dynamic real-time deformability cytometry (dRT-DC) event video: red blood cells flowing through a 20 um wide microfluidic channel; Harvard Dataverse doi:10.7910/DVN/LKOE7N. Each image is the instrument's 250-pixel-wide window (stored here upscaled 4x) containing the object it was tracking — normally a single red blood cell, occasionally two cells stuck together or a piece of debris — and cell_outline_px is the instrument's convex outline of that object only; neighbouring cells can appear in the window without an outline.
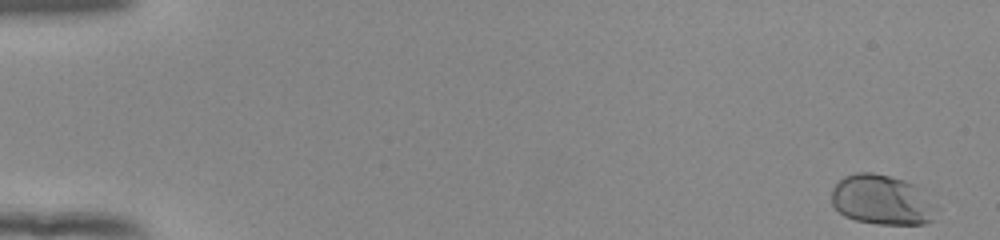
{"species": "human", "species_latin": "Homo sapiens", "temperature_condition": "room temperature", "stored_images_in_passage": 54, "camera_frame_rate_fps": 3000, "um_per_image_px": 0.085, "donor": {"sex": "female"}, "frame": {"image": 1, "passage_image": 1, "time_ms": 0.0, "image_size_px": [1000, 240], "cell_outline_px": [[932, 220], [924, 224], [876, 224], [856, 220], [844, 216], [832, 204], [832, 188], [844, 176], [856, 172], [872, 172], [904, 180], [916, 184]], "centroid_in_image_um": [74.77, 16.97], "position_along_channel_um": 10.2, "area_um2": 29.13}}
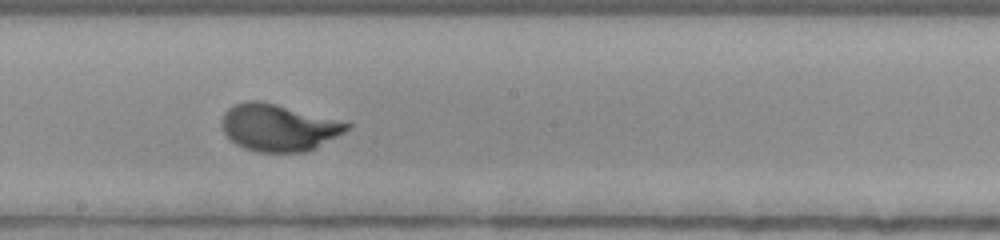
{"frame": {"image": 2, "passage_image": 31, "time_ms": 10.0, "image_size_px": [1000, 240], "cell_outline_px": [[352, 128], [316, 148], [308, 152], [256, 152], [244, 148], [236, 144], [224, 132], [220, 124], [220, 120], [224, 112], [228, 108], [236, 104], [248, 100], [260, 100], [276, 104], [352, 124]], "centroid_in_image_um": [23.65, 10.85], "position_along_channel_um": 224.5, "area_um2": 34.22}}
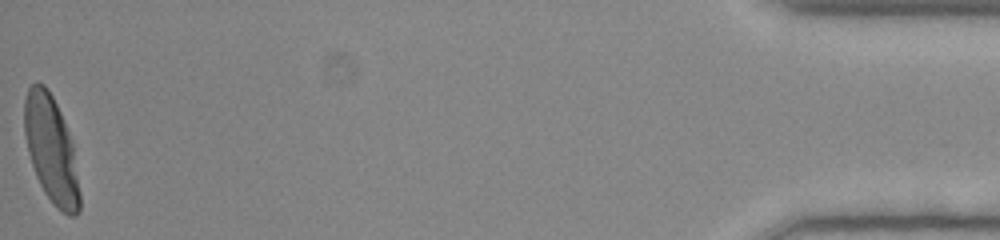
{"frame": {"image": 3, "passage_image": 54, "time_ms": 17.667, "image_size_px": [1000, 240], "cell_outline_px": [[80, 212], [76, 216], [68, 216], [56, 208], [44, 192], [36, 176], [28, 152], [24, 132], [24, 100], [28, 88], [36, 80], [44, 84], [48, 88], [60, 112], [68, 132], [72, 144], [80, 192]], "centroid_in_image_um": [4.34, 12.72], "position_along_channel_um": 430.9, "area_um2": 34.39}, "authors_computed_cell_mechanics": {"area_um2": 33.1194, "velocity_mm_per_s": 3.8452, "shape_relaxation_time_tau1_ms": 2.2678, "shape_relaxation_time_tau2_ms": null, "deformation_change_tau1": 0.1463, "deformation_change_tau2": null}}